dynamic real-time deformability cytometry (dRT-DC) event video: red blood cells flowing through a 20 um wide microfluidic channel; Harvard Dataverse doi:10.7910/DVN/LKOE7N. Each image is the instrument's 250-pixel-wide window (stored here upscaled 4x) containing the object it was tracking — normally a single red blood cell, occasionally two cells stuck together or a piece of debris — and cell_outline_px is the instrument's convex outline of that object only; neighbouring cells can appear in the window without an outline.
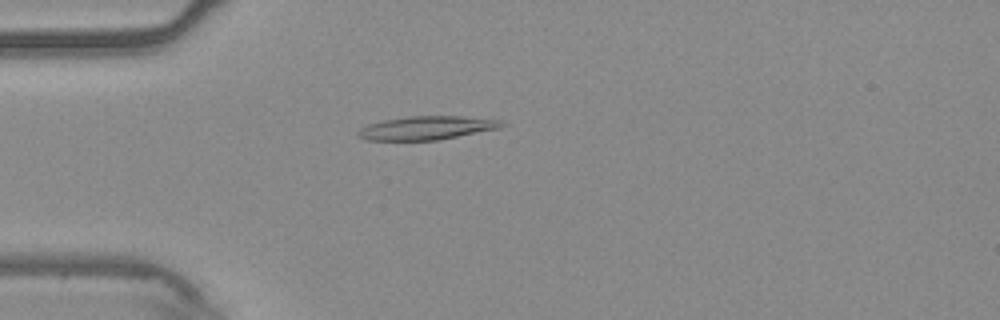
{"species": "common noctule bat (a hibernating species)", "species_latin": "Nyctalus noctula", "temperature_condition": "warm", "stored_images_in_passage": 48, "camera_frame_rate_fps": 3000, "um_per_image_px": 0.085, "animal": {"sex": "male", "body_mass_g": 20.4}, "frame": {"image": 1, "passage_image": 9, "time_ms": 2.667, "image_size_px": [1000, 320], "cell_outline_px": [[508, 124], [500, 128], [436, 140], [364, 140], [356, 136], [356, 132], [360, 128], [368, 124], [384, 120], [408, 116], [460, 116], [500, 120]], "centroid_in_image_um": [36.23, 10.87], "position_along_channel_um": 48.8, "area_um2": 19.71}}
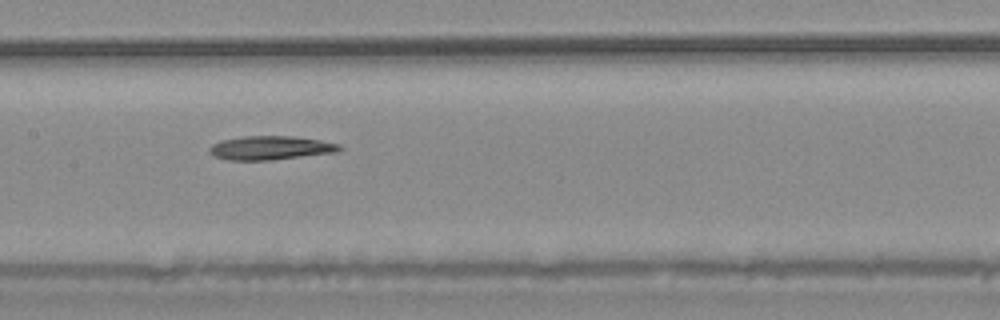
{"frame": {"image": 2, "passage_image": 21, "time_ms": 6.667, "image_size_px": [1000, 320], "cell_outline_px": [[344, 148], [340, 152], [268, 160], [228, 160], [212, 156], [208, 152], [208, 148], [212, 144], [220, 140], [244, 136], [292, 136], [320, 140], [340, 144]], "centroid_in_image_um": [22.99, 12.57], "position_along_channel_um": 184.4, "area_um2": 18.26}}
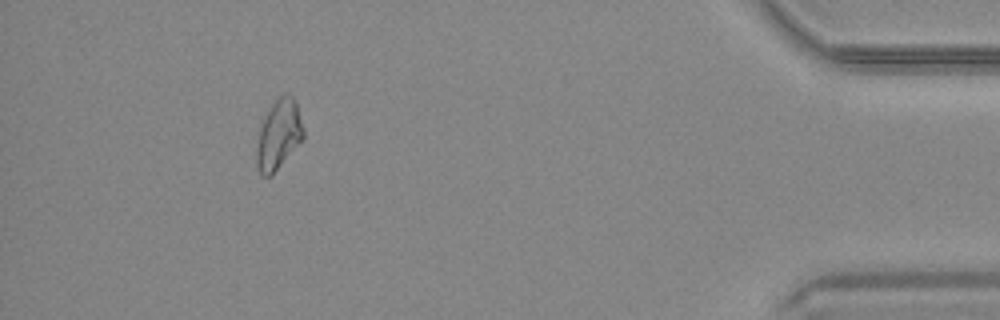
{"frame": {"image": 3, "passage_image": 44, "time_ms": 14.333, "image_size_px": [1000, 320], "cell_outline_px": [[304, 140], [272, 176], [260, 176], [256, 164], [256, 148], [260, 128], [264, 116], [272, 104], [280, 96], [288, 92], [292, 96], [296, 104], [304, 128]], "centroid_in_image_um": [23.69, 11.5], "position_along_channel_um": 411.5, "area_um2": 19.31}}